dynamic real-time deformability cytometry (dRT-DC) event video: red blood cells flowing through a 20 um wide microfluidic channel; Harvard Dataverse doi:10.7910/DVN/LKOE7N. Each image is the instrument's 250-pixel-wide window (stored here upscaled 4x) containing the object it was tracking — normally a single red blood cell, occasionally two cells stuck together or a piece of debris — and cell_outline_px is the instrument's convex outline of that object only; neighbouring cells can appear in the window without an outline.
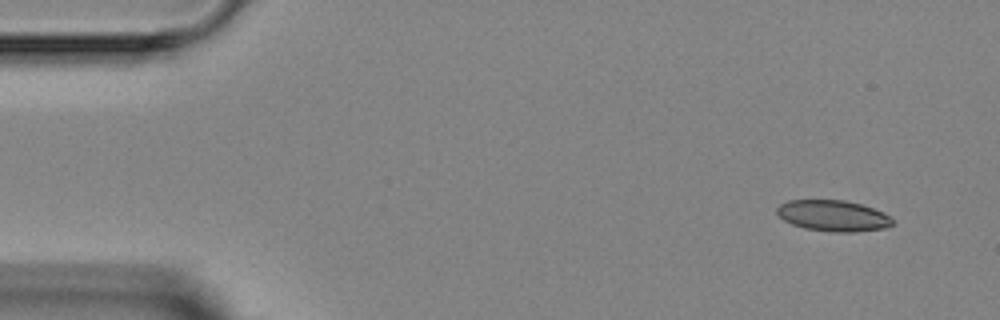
{"species": "Egyptian fruit bat (a non-hibernating species)", "species_latin": "Rousettus aegyptiacus", "temperature_condition": "room temperature", "stored_images_in_passage": 4, "camera_frame_rate_fps": 3000, "um_per_image_px": 0.085, "animal": {"sex": "female"}, "frame": {"image": 1, "passage_image": 1, "time_ms": 0.0, "image_size_px": [1000, 320], "cell_outline_px": [[892, 224], [884, 228], [856, 232], [836, 232], [804, 228], [792, 224], [784, 220], [776, 212], [776, 208], [780, 204], [788, 200], [844, 200], [860, 204], [884, 212], [892, 220]], "centroid_in_image_um": [70.79, 18.33], "position_along_channel_um": 14.2, "area_um2": 20.75}}
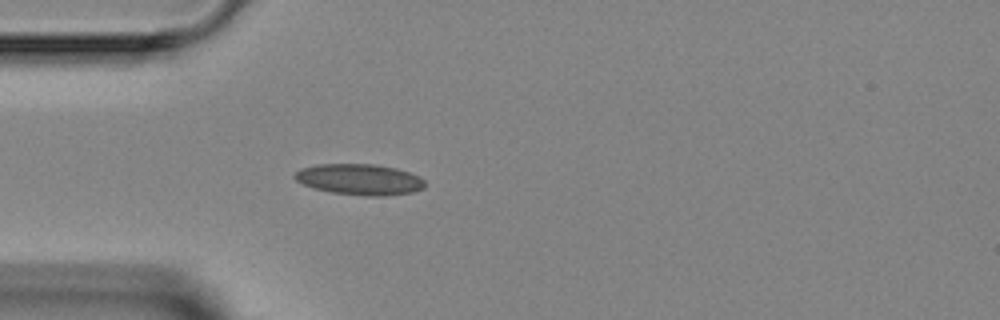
{"frame": {"image": 2, "passage_image": 4, "time_ms": 3.333, "image_size_px": [1000, 320], "cell_outline_px": [[424, 188], [412, 192], [384, 196], [368, 196], [332, 192], [316, 188], [304, 184], [296, 180], [292, 176], [300, 168], [320, 164], [376, 164], [396, 168], [420, 176], [424, 180]], "centroid_in_image_um": [30.58, 15.24], "position_along_channel_um": 54.4, "area_um2": 23.35}}